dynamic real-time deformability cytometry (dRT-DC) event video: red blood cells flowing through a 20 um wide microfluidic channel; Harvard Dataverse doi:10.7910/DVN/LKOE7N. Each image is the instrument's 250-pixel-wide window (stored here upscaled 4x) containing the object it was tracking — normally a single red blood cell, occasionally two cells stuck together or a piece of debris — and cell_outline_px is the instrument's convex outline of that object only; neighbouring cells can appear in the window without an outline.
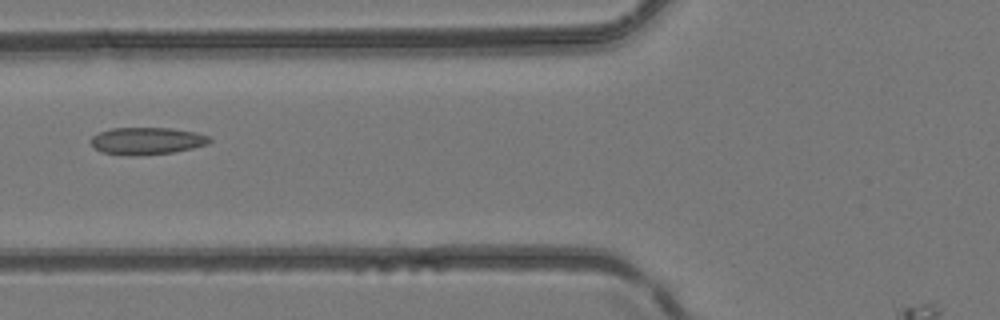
{"species": "common noctule bat (a hibernating species)", "species_latin": "Nyctalus noctula", "temperature_condition": "room temperature", "stored_images_in_passage": 4, "camera_frame_rate_fps": 3000, "um_per_image_px": 0.085, "animal": {"sex": "female", "body_mass_g": 24.6, "forearm_length_mm": 56.2}, "frame": {"image": 1, "passage_image": 4, "time_ms": 1.0, "image_size_px": [1000, 320], "cell_outline_px": [[212, 140], [208, 144], [192, 148], [172, 152], [136, 156], [128, 156], [100, 152], [92, 144], [92, 136], [100, 132], [112, 128], [172, 128], [196, 132], [208, 136]], "centroid_in_image_um": [12.49, 11.98], "position_along_channel_um": 113.3, "area_um2": 18.79}}